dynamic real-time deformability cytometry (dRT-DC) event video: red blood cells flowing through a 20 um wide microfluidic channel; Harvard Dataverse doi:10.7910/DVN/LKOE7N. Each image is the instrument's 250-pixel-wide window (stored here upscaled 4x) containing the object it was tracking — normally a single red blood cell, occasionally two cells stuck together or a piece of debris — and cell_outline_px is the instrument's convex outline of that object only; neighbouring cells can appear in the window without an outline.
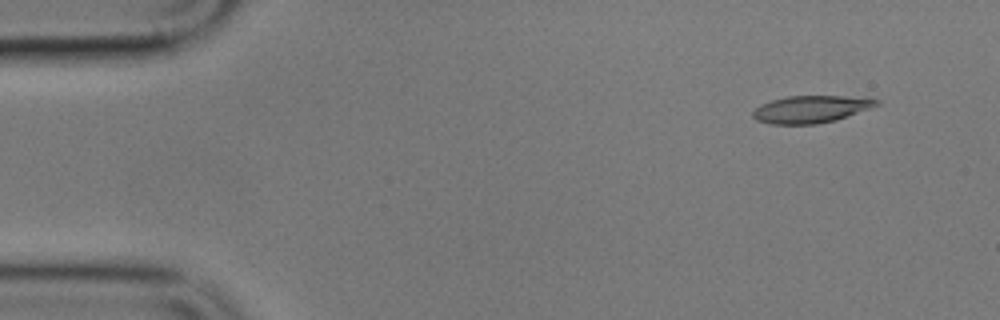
{"species": "common noctule bat (a hibernating species)", "species_latin": "Nyctalus noctula", "temperature_condition": "cold", "stored_images_in_passage": 10, "camera_frame_rate_fps": 3000, "um_per_image_px": 0.085, "animal": {"sex": "male", "body_mass_g": 17.9}, "frame": {"image": 1, "passage_image": 1, "time_ms": 0.0, "image_size_px": [1000, 320], "cell_outline_px": [[880, 104], [872, 108], [836, 120], [816, 124], [772, 124], [756, 120], [752, 116], [752, 112], [760, 104], [772, 100], [788, 96], [868, 96], [880, 100]], "centroid_in_image_um": [69.0, 9.27], "position_along_channel_um": 16.0, "area_um2": 19.94}}
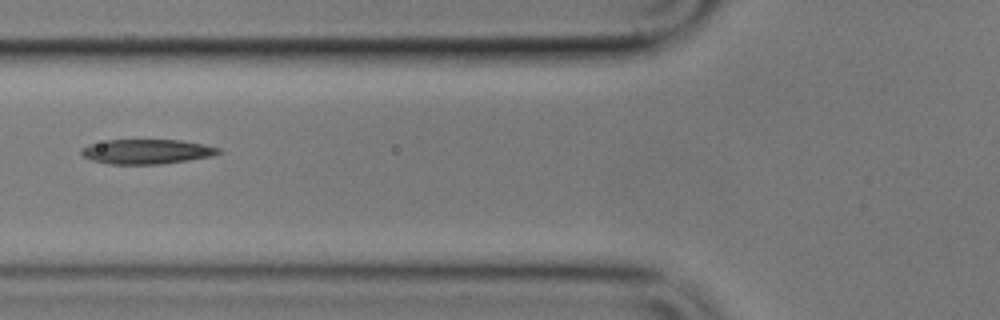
{"frame": {"image": 2, "passage_image": 6, "time_ms": 5.667, "image_size_px": [1000, 320], "cell_outline_px": [[224, 152], [212, 156], [188, 160], [160, 164], [108, 164], [92, 160], [84, 156], [80, 152], [80, 148], [88, 144], [108, 140], [180, 140], [204, 144], [220, 148]], "centroid_in_image_um": [12.48, 12.88], "position_along_channel_um": 113.3, "area_um2": 19.83}}
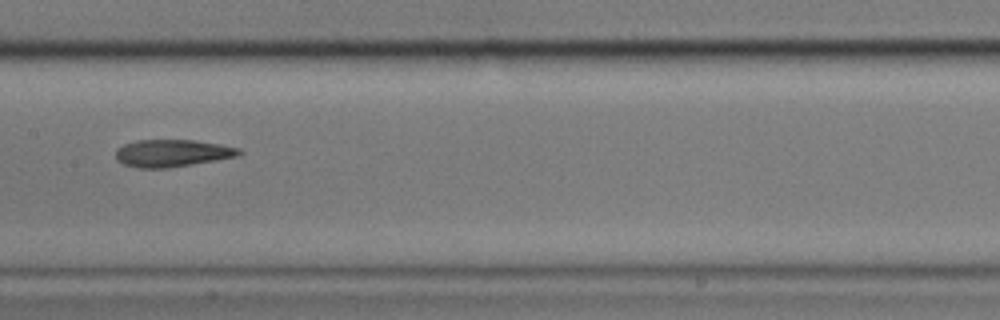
{"frame": {"image": 3, "passage_image": 8, "time_ms": 8.0, "image_size_px": [1000, 320], "cell_outline_px": [[244, 152], [240, 156], [192, 164], [164, 168], [136, 168], [124, 164], [116, 160], [116, 148], [124, 144], [136, 140], [192, 140], [220, 144], [240, 148]], "centroid_in_image_um": [14.64, 13.01], "position_along_channel_um": 192.8, "area_um2": 19.71}}